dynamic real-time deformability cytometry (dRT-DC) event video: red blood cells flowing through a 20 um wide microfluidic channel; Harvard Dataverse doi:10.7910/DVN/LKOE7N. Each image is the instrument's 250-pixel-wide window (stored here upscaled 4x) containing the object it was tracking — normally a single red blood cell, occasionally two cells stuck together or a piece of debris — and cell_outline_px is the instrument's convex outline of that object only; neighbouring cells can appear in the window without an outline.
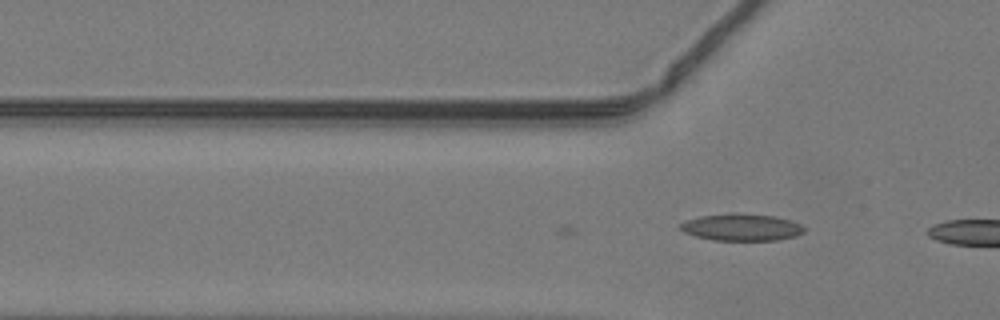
{"species": "common noctule bat (a hibernating species)", "species_latin": "Nyctalus noctula", "temperature_condition": "warm", "stored_images_in_passage": 2, "camera_frame_rate_fps": 3000, "um_per_image_px": 0.085, "animal": {"sex": "male", "body_mass_g": 19.2, "forearm_length_mm": 51.8}, "frame": {"image": 1, "passage_image": 2, "time_ms": 0.333, "image_size_px": [1000, 320], "cell_outline_px": [[804, 232], [796, 236], [776, 240], [712, 240], [696, 236], [684, 232], [680, 228], [680, 224], [688, 220], [700, 216], [772, 216], [788, 220], [800, 224], [804, 228]], "centroid_in_image_um": [63.05, 19.37], "position_along_channel_um": 62.8, "area_um2": 18.26}}